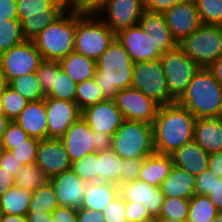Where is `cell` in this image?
I'll return each mask as SVG.
<instances>
[{
	"label": "cell",
	"instance_id": "obj_1",
	"mask_svg": "<svg viewBox=\"0 0 222 222\" xmlns=\"http://www.w3.org/2000/svg\"><path fill=\"white\" fill-rule=\"evenodd\" d=\"M195 120L178 102L159 106L153 123L155 153L171 155L193 141Z\"/></svg>",
	"mask_w": 222,
	"mask_h": 222
},
{
	"label": "cell",
	"instance_id": "obj_2",
	"mask_svg": "<svg viewBox=\"0 0 222 222\" xmlns=\"http://www.w3.org/2000/svg\"><path fill=\"white\" fill-rule=\"evenodd\" d=\"M133 61L115 37L96 61L95 80L106 99H114L120 90L132 87Z\"/></svg>",
	"mask_w": 222,
	"mask_h": 222
},
{
	"label": "cell",
	"instance_id": "obj_3",
	"mask_svg": "<svg viewBox=\"0 0 222 222\" xmlns=\"http://www.w3.org/2000/svg\"><path fill=\"white\" fill-rule=\"evenodd\" d=\"M177 102L196 119L221 117L222 86L207 68H200Z\"/></svg>",
	"mask_w": 222,
	"mask_h": 222
},
{
	"label": "cell",
	"instance_id": "obj_4",
	"mask_svg": "<svg viewBox=\"0 0 222 222\" xmlns=\"http://www.w3.org/2000/svg\"><path fill=\"white\" fill-rule=\"evenodd\" d=\"M77 9H68L32 40L44 60L60 61L75 48Z\"/></svg>",
	"mask_w": 222,
	"mask_h": 222
},
{
	"label": "cell",
	"instance_id": "obj_5",
	"mask_svg": "<svg viewBox=\"0 0 222 222\" xmlns=\"http://www.w3.org/2000/svg\"><path fill=\"white\" fill-rule=\"evenodd\" d=\"M111 149L123 160L150 156L155 152L153 125L140 121L123 120L112 136Z\"/></svg>",
	"mask_w": 222,
	"mask_h": 222
},
{
	"label": "cell",
	"instance_id": "obj_6",
	"mask_svg": "<svg viewBox=\"0 0 222 222\" xmlns=\"http://www.w3.org/2000/svg\"><path fill=\"white\" fill-rule=\"evenodd\" d=\"M115 37L98 14H85L77 10L75 52L97 61Z\"/></svg>",
	"mask_w": 222,
	"mask_h": 222
},
{
	"label": "cell",
	"instance_id": "obj_7",
	"mask_svg": "<svg viewBox=\"0 0 222 222\" xmlns=\"http://www.w3.org/2000/svg\"><path fill=\"white\" fill-rule=\"evenodd\" d=\"M17 5L18 20L26 40H34L68 10L56 0H17Z\"/></svg>",
	"mask_w": 222,
	"mask_h": 222
},
{
	"label": "cell",
	"instance_id": "obj_8",
	"mask_svg": "<svg viewBox=\"0 0 222 222\" xmlns=\"http://www.w3.org/2000/svg\"><path fill=\"white\" fill-rule=\"evenodd\" d=\"M178 46L201 68H208L222 57V27L202 24Z\"/></svg>",
	"mask_w": 222,
	"mask_h": 222
},
{
	"label": "cell",
	"instance_id": "obj_9",
	"mask_svg": "<svg viewBox=\"0 0 222 222\" xmlns=\"http://www.w3.org/2000/svg\"><path fill=\"white\" fill-rule=\"evenodd\" d=\"M132 87L143 92L159 106L177 102L168 90L160 59L134 63Z\"/></svg>",
	"mask_w": 222,
	"mask_h": 222
},
{
	"label": "cell",
	"instance_id": "obj_10",
	"mask_svg": "<svg viewBox=\"0 0 222 222\" xmlns=\"http://www.w3.org/2000/svg\"><path fill=\"white\" fill-rule=\"evenodd\" d=\"M160 60L170 95L178 101L201 67L191 60L178 45L162 53Z\"/></svg>",
	"mask_w": 222,
	"mask_h": 222
},
{
	"label": "cell",
	"instance_id": "obj_11",
	"mask_svg": "<svg viewBox=\"0 0 222 222\" xmlns=\"http://www.w3.org/2000/svg\"><path fill=\"white\" fill-rule=\"evenodd\" d=\"M42 60L32 40H25L0 54V66L8 83L16 77L36 72Z\"/></svg>",
	"mask_w": 222,
	"mask_h": 222
},
{
	"label": "cell",
	"instance_id": "obj_12",
	"mask_svg": "<svg viewBox=\"0 0 222 222\" xmlns=\"http://www.w3.org/2000/svg\"><path fill=\"white\" fill-rule=\"evenodd\" d=\"M113 100L124 120L153 125L159 105L140 90L134 87L125 88L120 90Z\"/></svg>",
	"mask_w": 222,
	"mask_h": 222
},
{
	"label": "cell",
	"instance_id": "obj_13",
	"mask_svg": "<svg viewBox=\"0 0 222 222\" xmlns=\"http://www.w3.org/2000/svg\"><path fill=\"white\" fill-rule=\"evenodd\" d=\"M143 12V0H110L97 14L117 35L126 28L138 25Z\"/></svg>",
	"mask_w": 222,
	"mask_h": 222
},
{
	"label": "cell",
	"instance_id": "obj_14",
	"mask_svg": "<svg viewBox=\"0 0 222 222\" xmlns=\"http://www.w3.org/2000/svg\"><path fill=\"white\" fill-rule=\"evenodd\" d=\"M48 138L60 139L67 129L81 117L82 110L76 102L45 96Z\"/></svg>",
	"mask_w": 222,
	"mask_h": 222
},
{
	"label": "cell",
	"instance_id": "obj_15",
	"mask_svg": "<svg viewBox=\"0 0 222 222\" xmlns=\"http://www.w3.org/2000/svg\"><path fill=\"white\" fill-rule=\"evenodd\" d=\"M162 14L177 44L202 25L194 0H184Z\"/></svg>",
	"mask_w": 222,
	"mask_h": 222
},
{
	"label": "cell",
	"instance_id": "obj_16",
	"mask_svg": "<svg viewBox=\"0 0 222 222\" xmlns=\"http://www.w3.org/2000/svg\"><path fill=\"white\" fill-rule=\"evenodd\" d=\"M115 36L133 63L159 60L162 55L153 38L147 35L139 24L126 28Z\"/></svg>",
	"mask_w": 222,
	"mask_h": 222
},
{
	"label": "cell",
	"instance_id": "obj_17",
	"mask_svg": "<svg viewBox=\"0 0 222 222\" xmlns=\"http://www.w3.org/2000/svg\"><path fill=\"white\" fill-rule=\"evenodd\" d=\"M35 163L49 179L71 170L72 166L64 144L57 138L39 140Z\"/></svg>",
	"mask_w": 222,
	"mask_h": 222
},
{
	"label": "cell",
	"instance_id": "obj_18",
	"mask_svg": "<svg viewBox=\"0 0 222 222\" xmlns=\"http://www.w3.org/2000/svg\"><path fill=\"white\" fill-rule=\"evenodd\" d=\"M81 116L92 130L111 136L124 120L113 99H106L84 108Z\"/></svg>",
	"mask_w": 222,
	"mask_h": 222
},
{
	"label": "cell",
	"instance_id": "obj_19",
	"mask_svg": "<svg viewBox=\"0 0 222 222\" xmlns=\"http://www.w3.org/2000/svg\"><path fill=\"white\" fill-rule=\"evenodd\" d=\"M60 140L72 163L87 154L96 153L95 136L92 135V129L82 116L67 129Z\"/></svg>",
	"mask_w": 222,
	"mask_h": 222
},
{
	"label": "cell",
	"instance_id": "obj_20",
	"mask_svg": "<svg viewBox=\"0 0 222 222\" xmlns=\"http://www.w3.org/2000/svg\"><path fill=\"white\" fill-rule=\"evenodd\" d=\"M60 206L80 208L87 183L72 169L49 179Z\"/></svg>",
	"mask_w": 222,
	"mask_h": 222
},
{
	"label": "cell",
	"instance_id": "obj_21",
	"mask_svg": "<svg viewBox=\"0 0 222 222\" xmlns=\"http://www.w3.org/2000/svg\"><path fill=\"white\" fill-rule=\"evenodd\" d=\"M119 194L124 201L142 203L151 216H158L164 195L159 187L136 179L119 186Z\"/></svg>",
	"mask_w": 222,
	"mask_h": 222
},
{
	"label": "cell",
	"instance_id": "obj_22",
	"mask_svg": "<svg viewBox=\"0 0 222 222\" xmlns=\"http://www.w3.org/2000/svg\"><path fill=\"white\" fill-rule=\"evenodd\" d=\"M21 128L33 138L39 140L48 138L45 98L28 102L22 112L14 119Z\"/></svg>",
	"mask_w": 222,
	"mask_h": 222
},
{
	"label": "cell",
	"instance_id": "obj_23",
	"mask_svg": "<svg viewBox=\"0 0 222 222\" xmlns=\"http://www.w3.org/2000/svg\"><path fill=\"white\" fill-rule=\"evenodd\" d=\"M173 165L197 176L208 169L209 154L194 140L171 154Z\"/></svg>",
	"mask_w": 222,
	"mask_h": 222
},
{
	"label": "cell",
	"instance_id": "obj_24",
	"mask_svg": "<svg viewBox=\"0 0 222 222\" xmlns=\"http://www.w3.org/2000/svg\"><path fill=\"white\" fill-rule=\"evenodd\" d=\"M138 24L147 35L153 38L156 48L161 53L174 49L178 45L173 39L162 13L144 11Z\"/></svg>",
	"mask_w": 222,
	"mask_h": 222
},
{
	"label": "cell",
	"instance_id": "obj_25",
	"mask_svg": "<svg viewBox=\"0 0 222 222\" xmlns=\"http://www.w3.org/2000/svg\"><path fill=\"white\" fill-rule=\"evenodd\" d=\"M193 140L208 154L222 151L221 117L196 119Z\"/></svg>",
	"mask_w": 222,
	"mask_h": 222
},
{
	"label": "cell",
	"instance_id": "obj_26",
	"mask_svg": "<svg viewBox=\"0 0 222 222\" xmlns=\"http://www.w3.org/2000/svg\"><path fill=\"white\" fill-rule=\"evenodd\" d=\"M195 178L196 176L173 165L159 188L164 197L190 199L195 194Z\"/></svg>",
	"mask_w": 222,
	"mask_h": 222
},
{
	"label": "cell",
	"instance_id": "obj_27",
	"mask_svg": "<svg viewBox=\"0 0 222 222\" xmlns=\"http://www.w3.org/2000/svg\"><path fill=\"white\" fill-rule=\"evenodd\" d=\"M119 194V186L109 182L95 181L87 183L81 207L103 211Z\"/></svg>",
	"mask_w": 222,
	"mask_h": 222
},
{
	"label": "cell",
	"instance_id": "obj_28",
	"mask_svg": "<svg viewBox=\"0 0 222 222\" xmlns=\"http://www.w3.org/2000/svg\"><path fill=\"white\" fill-rule=\"evenodd\" d=\"M173 167L171 155L153 153L144 158L138 179L159 187Z\"/></svg>",
	"mask_w": 222,
	"mask_h": 222
},
{
	"label": "cell",
	"instance_id": "obj_29",
	"mask_svg": "<svg viewBox=\"0 0 222 222\" xmlns=\"http://www.w3.org/2000/svg\"><path fill=\"white\" fill-rule=\"evenodd\" d=\"M60 67L75 83L93 79L96 61L75 51L59 61Z\"/></svg>",
	"mask_w": 222,
	"mask_h": 222
},
{
	"label": "cell",
	"instance_id": "obj_30",
	"mask_svg": "<svg viewBox=\"0 0 222 222\" xmlns=\"http://www.w3.org/2000/svg\"><path fill=\"white\" fill-rule=\"evenodd\" d=\"M32 192L12 187L0 198V213L25 216L28 213Z\"/></svg>",
	"mask_w": 222,
	"mask_h": 222
},
{
	"label": "cell",
	"instance_id": "obj_31",
	"mask_svg": "<svg viewBox=\"0 0 222 222\" xmlns=\"http://www.w3.org/2000/svg\"><path fill=\"white\" fill-rule=\"evenodd\" d=\"M123 159L112 149L98 152L99 181L121 185Z\"/></svg>",
	"mask_w": 222,
	"mask_h": 222
},
{
	"label": "cell",
	"instance_id": "obj_32",
	"mask_svg": "<svg viewBox=\"0 0 222 222\" xmlns=\"http://www.w3.org/2000/svg\"><path fill=\"white\" fill-rule=\"evenodd\" d=\"M218 213L207 195L194 194L189 199L187 222H210Z\"/></svg>",
	"mask_w": 222,
	"mask_h": 222
},
{
	"label": "cell",
	"instance_id": "obj_33",
	"mask_svg": "<svg viewBox=\"0 0 222 222\" xmlns=\"http://www.w3.org/2000/svg\"><path fill=\"white\" fill-rule=\"evenodd\" d=\"M58 206H60L58 199L51 183L48 181L45 185L38 187L32 192L28 212L44 211L53 213Z\"/></svg>",
	"mask_w": 222,
	"mask_h": 222
},
{
	"label": "cell",
	"instance_id": "obj_34",
	"mask_svg": "<svg viewBox=\"0 0 222 222\" xmlns=\"http://www.w3.org/2000/svg\"><path fill=\"white\" fill-rule=\"evenodd\" d=\"M49 181V178L36 164H28L22 166L15 176V187L23 188L33 192L38 187L45 185Z\"/></svg>",
	"mask_w": 222,
	"mask_h": 222
},
{
	"label": "cell",
	"instance_id": "obj_35",
	"mask_svg": "<svg viewBox=\"0 0 222 222\" xmlns=\"http://www.w3.org/2000/svg\"><path fill=\"white\" fill-rule=\"evenodd\" d=\"M8 85L28 102L39 101L45 98V95L41 91L36 72L16 77Z\"/></svg>",
	"mask_w": 222,
	"mask_h": 222
},
{
	"label": "cell",
	"instance_id": "obj_36",
	"mask_svg": "<svg viewBox=\"0 0 222 222\" xmlns=\"http://www.w3.org/2000/svg\"><path fill=\"white\" fill-rule=\"evenodd\" d=\"M25 40L19 20H0V54Z\"/></svg>",
	"mask_w": 222,
	"mask_h": 222
},
{
	"label": "cell",
	"instance_id": "obj_37",
	"mask_svg": "<svg viewBox=\"0 0 222 222\" xmlns=\"http://www.w3.org/2000/svg\"><path fill=\"white\" fill-rule=\"evenodd\" d=\"M106 100L95 78L77 83L76 103L81 110Z\"/></svg>",
	"mask_w": 222,
	"mask_h": 222
},
{
	"label": "cell",
	"instance_id": "obj_38",
	"mask_svg": "<svg viewBox=\"0 0 222 222\" xmlns=\"http://www.w3.org/2000/svg\"><path fill=\"white\" fill-rule=\"evenodd\" d=\"M77 83L71 80L61 68L55 76L54 87L46 95L58 100L76 102Z\"/></svg>",
	"mask_w": 222,
	"mask_h": 222
},
{
	"label": "cell",
	"instance_id": "obj_39",
	"mask_svg": "<svg viewBox=\"0 0 222 222\" xmlns=\"http://www.w3.org/2000/svg\"><path fill=\"white\" fill-rule=\"evenodd\" d=\"M204 25L222 27V0H194Z\"/></svg>",
	"mask_w": 222,
	"mask_h": 222
},
{
	"label": "cell",
	"instance_id": "obj_40",
	"mask_svg": "<svg viewBox=\"0 0 222 222\" xmlns=\"http://www.w3.org/2000/svg\"><path fill=\"white\" fill-rule=\"evenodd\" d=\"M71 169L86 183L99 181L98 152L87 154L74 161Z\"/></svg>",
	"mask_w": 222,
	"mask_h": 222
},
{
	"label": "cell",
	"instance_id": "obj_41",
	"mask_svg": "<svg viewBox=\"0 0 222 222\" xmlns=\"http://www.w3.org/2000/svg\"><path fill=\"white\" fill-rule=\"evenodd\" d=\"M189 199L180 197H164L159 217L179 221L188 219Z\"/></svg>",
	"mask_w": 222,
	"mask_h": 222
},
{
	"label": "cell",
	"instance_id": "obj_42",
	"mask_svg": "<svg viewBox=\"0 0 222 222\" xmlns=\"http://www.w3.org/2000/svg\"><path fill=\"white\" fill-rule=\"evenodd\" d=\"M28 101L9 85L2 91L3 114L13 121L26 107Z\"/></svg>",
	"mask_w": 222,
	"mask_h": 222
},
{
	"label": "cell",
	"instance_id": "obj_43",
	"mask_svg": "<svg viewBox=\"0 0 222 222\" xmlns=\"http://www.w3.org/2000/svg\"><path fill=\"white\" fill-rule=\"evenodd\" d=\"M59 61L42 60L36 71L42 93L46 96L54 87L55 76L60 69Z\"/></svg>",
	"mask_w": 222,
	"mask_h": 222
},
{
	"label": "cell",
	"instance_id": "obj_44",
	"mask_svg": "<svg viewBox=\"0 0 222 222\" xmlns=\"http://www.w3.org/2000/svg\"><path fill=\"white\" fill-rule=\"evenodd\" d=\"M38 142L39 139L30 137L24 143L15 145V148L10 150V152L23 166L35 163Z\"/></svg>",
	"mask_w": 222,
	"mask_h": 222
},
{
	"label": "cell",
	"instance_id": "obj_45",
	"mask_svg": "<svg viewBox=\"0 0 222 222\" xmlns=\"http://www.w3.org/2000/svg\"><path fill=\"white\" fill-rule=\"evenodd\" d=\"M29 138L30 136L13 120L7 126L1 146L4 150L10 151L15 145H20Z\"/></svg>",
	"mask_w": 222,
	"mask_h": 222
},
{
	"label": "cell",
	"instance_id": "obj_46",
	"mask_svg": "<svg viewBox=\"0 0 222 222\" xmlns=\"http://www.w3.org/2000/svg\"><path fill=\"white\" fill-rule=\"evenodd\" d=\"M105 222H127L125 216V201L118 194L102 211Z\"/></svg>",
	"mask_w": 222,
	"mask_h": 222
},
{
	"label": "cell",
	"instance_id": "obj_47",
	"mask_svg": "<svg viewBox=\"0 0 222 222\" xmlns=\"http://www.w3.org/2000/svg\"><path fill=\"white\" fill-rule=\"evenodd\" d=\"M144 158L124 159L122 164L121 184L138 179Z\"/></svg>",
	"mask_w": 222,
	"mask_h": 222
},
{
	"label": "cell",
	"instance_id": "obj_48",
	"mask_svg": "<svg viewBox=\"0 0 222 222\" xmlns=\"http://www.w3.org/2000/svg\"><path fill=\"white\" fill-rule=\"evenodd\" d=\"M125 216L127 222H142L151 215L142 203L125 201Z\"/></svg>",
	"mask_w": 222,
	"mask_h": 222
},
{
	"label": "cell",
	"instance_id": "obj_49",
	"mask_svg": "<svg viewBox=\"0 0 222 222\" xmlns=\"http://www.w3.org/2000/svg\"><path fill=\"white\" fill-rule=\"evenodd\" d=\"M213 185L214 174L207 169L195 178V194L208 195Z\"/></svg>",
	"mask_w": 222,
	"mask_h": 222
},
{
	"label": "cell",
	"instance_id": "obj_50",
	"mask_svg": "<svg viewBox=\"0 0 222 222\" xmlns=\"http://www.w3.org/2000/svg\"><path fill=\"white\" fill-rule=\"evenodd\" d=\"M184 0H143L144 11L163 13Z\"/></svg>",
	"mask_w": 222,
	"mask_h": 222
},
{
	"label": "cell",
	"instance_id": "obj_51",
	"mask_svg": "<svg viewBox=\"0 0 222 222\" xmlns=\"http://www.w3.org/2000/svg\"><path fill=\"white\" fill-rule=\"evenodd\" d=\"M53 222H77V208L58 206L52 213Z\"/></svg>",
	"mask_w": 222,
	"mask_h": 222
},
{
	"label": "cell",
	"instance_id": "obj_52",
	"mask_svg": "<svg viewBox=\"0 0 222 222\" xmlns=\"http://www.w3.org/2000/svg\"><path fill=\"white\" fill-rule=\"evenodd\" d=\"M23 165L18 162L10 151L4 150L0 160V167L10 172L12 176H16Z\"/></svg>",
	"mask_w": 222,
	"mask_h": 222
},
{
	"label": "cell",
	"instance_id": "obj_53",
	"mask_svg": "<svg viewBox=\"0 0 222 222\" xmlns=\"http://www.w3.org/2000/svg\"><path fill=\"white\" fill-rule=\"evenodd\" d=\"M17 0H0V20H18Z\"/></svg>",
	"mask_w": 222,
	"mask_h": 222
},
{
	"label": "cell",
	"instance_id": "obj_54",
	"mask_svg": "<svg viewBox=\"0 0 222 222\" xmlns=\"http://www.w3.org/2000/svg\"><path fill=\"white\" fill-rule=\"evenodd\" d=\"M77 222H105L102 211L77 208Z\"/></svg>",
	"mask_w": 222,
	"mask_h": 222
},
{
	"label": "cell",
	"instance_id": "obj_55",
	"mask_svg": "<svg viewBox=\"0 0 222 222\" xmlns=\"http://www.w3.org/2000/svg\"><path fill=\"white\" fill-rule=\"evenodd\" d=\"M216 209L222 212V178L214 175V185L207 195Z\"/></svg>",
	"mask_w": 222,
	"mask_h": 222
},
{
	"label": "cell",
	"instance_id": "obj_56",
	"mask_svg": "<svg viewBox=\"0 0 222 222\" xmlns=\"http://www.w3.org/2000/svg\"><path fill=\"white\" fill-rule=\"evenodd\" d=\"M110 0H81L76 8L85 14H97Z\"/></svg>",
	"mask_w": 222,
	"mask_h": 222
},
{
	"label": "cell",
	"instance_id": "obj_57",
	"mask_svg": "<svg viewBox=\"0 0 222 222\" xmlns=\"http://www.w3.org/2000/svg\"><path fill=\"white\" fill-rule=\"evenodd\" d=\"M92 135L95 136L96 140V143H94L96 152H105L111 150V145H112L111 135L100 133L94 130H92Z\"/></svg>",
	"mask_w": 222,
	"mask_h": 222
},
{
	"label": "cell",
	"instance_id": "obj_58",
	"mask_svg": "<svg viewBox=\"0 0 222 222\" xmlns=\"http://www.w3.org/2000/svg\"><path fill=\"white\" fill-rule=\"evenodd\" d=\"M208 170L222 178V151L209 154Z\"/></svg>",
	"mask_w": 222,
	"mask_h": 222
},
{
	"label": "cell",
	"instance_id": "obj_59",
	"mask_svg": "<svg viewBox=\"0 0 222 222\" xmlns=\"http://www.w3.org/2000/svg\"><path fill=\"white\" fill-rule=\"evenodd\" d=\"M15 186V177L0 167V198L10 188Z\"/></svg>",
	"mask_w": 222,
	"mask_h": 222
},
{
	"label": "cell",
	"instance_id": "obj_60",
	"mask_svg": "<svg viewBox=\"0 0 222 222\" xmlns=\"http://www.w3.org/2000/svg\"><path fill=\"white\" fill-rule=\"evenodd\" d=\"M27 222H53L52 213L47 212H28L25 215Z\"/></svg>",
	"mask_w": 222,
	"mask_h": 222
},
{
	"label": "cell",
	"instance_id": "obj_61",
	"mask_svg": "<svg viewBox=\"0 0 222 222\" xmlns=\"http://www.w3.org/2000/svg\"><path fill=\"white\" fill-rule=\"evenodd\" d=\"M207 69L211 72L214 79L222 86V57L213 62Z\"/></svg>",
	"mask_w": 222,
	"mask_h": 222
},
{
	"label": "cell",
	"instance_id": "obj_62",
	"mask_svg": "<svg viewBox=\"0 0 222 222\" xmlns=\"http://www.w3.org/2000/svg\"><path fill=\"white\" fill-rule=\"evenodd\" d=\"M0 222H27L25 216L0 213Z\"/></svg>",
	"mask_w": 222,
	"mask_h": 222
},
{
	"label": "cell",
	"instance_id": "obj_63",
	"mask_svg": "<svg viewBox=\"0 0 222 222\" xmlns=\"http://www.w3.org/2000/svg\"><path fill=\"white\" fill-rule=\"evenodd\" d=\"M10 121L11 120L8 119L4 114H0V146L2 145L4 133Z\"/></svg>",
	"mask_w": 222,
	"mask_h": 222
},
{
	"label": "cell",
	"instance_id": "obj_64",
	"mask_svg": "<svg viewBox=\"0 0 222 222\" xmlns=\"http://www.w3.org/2000/svg\"><path fill=\"white\" fill-rule=\"evenodd\" d=\"M56 1L61 2L68 9H76L81 3V0H56Z\"/></svg>",
	"mask_w": 222,
	"mask_h": 222
},
{
	"label": "cell",
	"instance_id": "obj_65",
	"mask_svg": "<svg viewBox=\"0 0 222 222\" xmlns=\"http://www.w3.org/2000/svg\"><path fill=\"white\" fill-rule=\"evenodd\" d=\"M8 84L9 83L6 80L3 69L0 66V91H3L8 86Z\"/></svg>",
	"mask_w": 222,
	"mask_h": 222
},
{
	"label": "cell",
	"instance_id": "obj_66",
	"mask_svg": "<svg viewBox=\"0 0 222 222\" xmlns=\"http://www.w3.org/2000/svg\"><path fill=\"white\" fill-rule=\"evenodd\" d=\"M142 222H160V217L150 216L149 218L144 219Z\"/></svg>",
	"mask_w": 222,
	"mask_h": 222
},
{
	"label": "cell",
	"instance_id": "obj_67",
	"mask_svg": "<svg viewBox=\"0 0 222 222\" xmlns=\"http://www.w3.org/2000/svg\"><path fill=\"white\" fill-rule=\"evenodd\" d=\"M160 222H187V220H176V219H170V218H160Z\"/></svg>",
	"mask_w": 222,
	"mask_h": 222
},
{
	"label": "cell",
	"instance_id": "obj_68",
	"mask_svg": "<svg viewBox=\"0 0 222 222\" xmlns=\"http://www.w3.org/2000/svg\"><path fill=\"white\" fill-rule=\"evenodd\" d=\"M210 222H222V212H219Z\"/></svg>",
	"mask_w": 222,
	"mask_h": 222
},
{
	"label": "cell",
	"instance_id": "obj_69",
	"mask_svg": "<svg viewBox=\"0 0 222 222\" xmlns=\"http://www.w3.org/2000/svg\"><path fill=\"white\" fill-rule=\"evenodd\" d=\"M0 114H3V110H2V91H0Z\"/></svg>",
	"mask_w": 222,
	"mask_h": 222
},
{
	"label": "cell",
	"instance_id": "obj_70",
	"mask_svg": "<svg viewBox=\"0 0 222 222\" xmlns=\"http://www.w3.org/2000/svg\"><path fill=\"white\" fill-rule=\"evenodd\" d=\"M3 151H4L3 147L0 146V160H1V156H2Z\"/></svg>",
	"mask_w": 222,
	"mask_h": 222
}]
</instances>
